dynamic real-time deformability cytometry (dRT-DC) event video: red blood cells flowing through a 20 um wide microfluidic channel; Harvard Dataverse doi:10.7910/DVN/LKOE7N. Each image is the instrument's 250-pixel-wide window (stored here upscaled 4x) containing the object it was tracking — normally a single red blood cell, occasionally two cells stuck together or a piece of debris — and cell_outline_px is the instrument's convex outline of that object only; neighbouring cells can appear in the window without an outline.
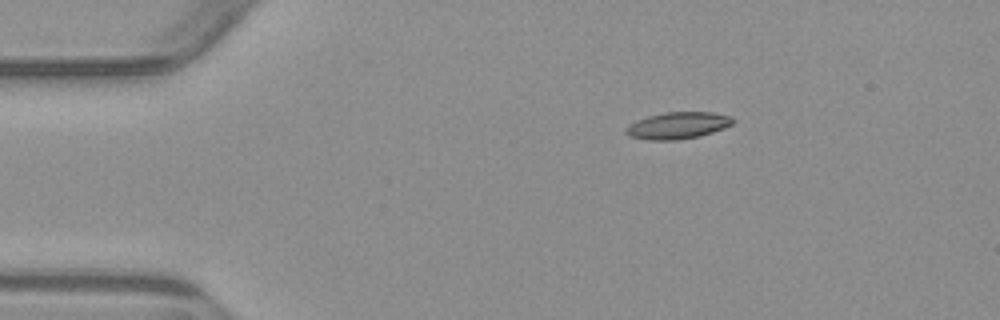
{"species": "common noctule bat (a hibernating species)", "species_latin": "Nyctalus noctula", "temperature_condition": "warm", "stored_images_in_passage": 4, "camera_frame_rate_fps": 3000, "um_per_image_px": 0.085, "animal": {"sex": "male", "body_mass_g": 23.1, "forearm_length_mm": 52.7}, "frame": {"image": 1, "passage_image": 2, "time_ms": 2.0, "image_size_px": [1000, 320], "cell_outline_px": [[736, 120], [732, 124], [724, 128], [700, 136], [680, 140], [648, 140], [628, 136], [624, 132], [624, 128], [628, 124], [636, 120], [648, 116], [664, 112], [712, 112], [732, 116]], "centroid_in_image_um": [57.59, 10.67], "position_along_channel_um": 27.4, "area_um2": 16.99}}
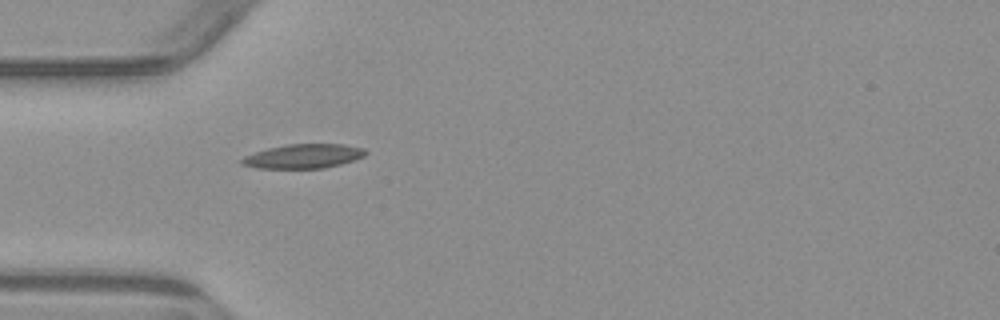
{"frame": {"image": 2, "passage_image": 4, "time_ms": 4.333, "image_size_px": [1000, 320], "cell_outline_px": [[368, 152], [364, 156], [340, 164], [324, 168], [256, 168], [240, 164], [240, 160], [244, 156], [268, 148], [288, 144], [344, 144], [364, 148]], "centroid_in_image_um": [25.79, 13.27], "position_along_channel_um": 59.2, "area_um2": 17.4}}